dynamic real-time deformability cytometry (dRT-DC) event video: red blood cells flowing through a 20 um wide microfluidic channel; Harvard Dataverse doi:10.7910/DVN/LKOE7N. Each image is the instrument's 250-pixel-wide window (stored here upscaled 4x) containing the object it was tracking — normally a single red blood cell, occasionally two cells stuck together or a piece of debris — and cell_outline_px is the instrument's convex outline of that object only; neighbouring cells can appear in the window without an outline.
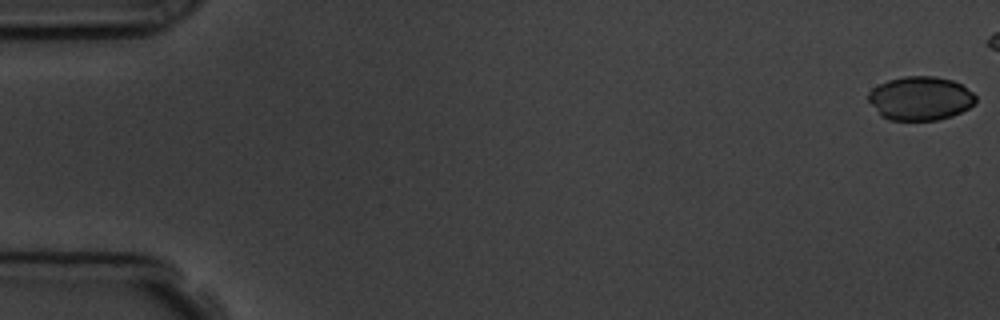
{"species": "common noctule bat (a hibernating species)", "species_latin": "Nyctalus noctula", "temperature_condition": "room temperature", "stored_images_in_passage": 6, "camera_frame_rate_fps": 3000, "um_per_image_px": 0.085, "animal": {"sex": "male", "body_mass_g": 19.5, "forearm_length_mm": 54.6}, "frame": {"image": 1, "passage_image": 1, "time_ms": 0.0, "image_size_px": [1000, 320], "cell_outline_px": [[976, 104], [952, 116], [936, 120], [888, 120], [880, 116], [868, 100], [868, 92], [872, 88], [888, 80], [904, 76], [936, 76], [952, 80], [960, 84], [972, 92], [976, 96]], "centroid_in_image_um": [78.21, 8.36], "position_along_channel_um": 6.8, "area_um2": 27.51}}
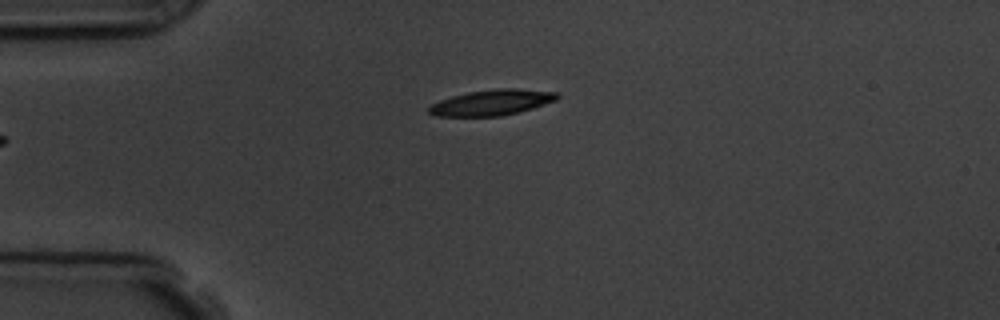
{"frame": {"image": 2, "passage_image": 6, "time_ms": 6.333, "image_size_px": [1000, 320], "cell_outline_px": [[560, 96], [556, 100], [532, 108], [500, 116], [436, 116], [428, 112], [428, 108], [432, 104], [440, 100], [452, 96], [468, 92], [496, 88], [516, 88], [556, 92]], "centroid_in_image_um": [41.79, 8.7], "position_along_channel_um": 43.2, "area_um2": 19.02}}